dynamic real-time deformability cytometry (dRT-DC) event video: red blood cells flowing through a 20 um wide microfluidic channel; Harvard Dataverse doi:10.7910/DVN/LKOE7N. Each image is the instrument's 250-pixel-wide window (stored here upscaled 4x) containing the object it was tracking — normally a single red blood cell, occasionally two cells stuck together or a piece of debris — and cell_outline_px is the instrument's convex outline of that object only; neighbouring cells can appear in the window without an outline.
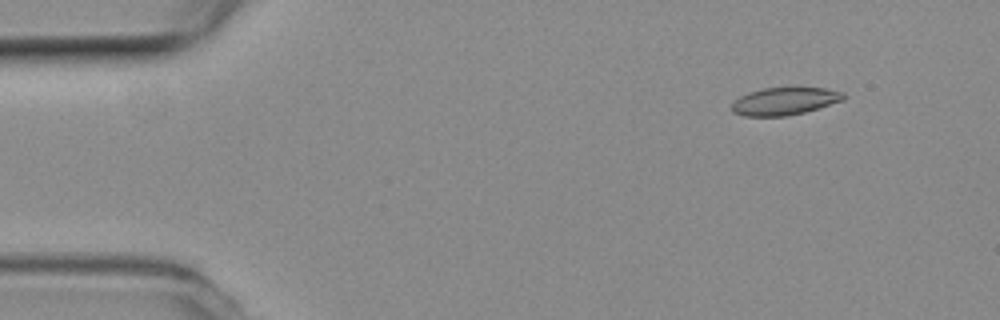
{"species": "common noctule bat (a hibernating species)", "species_latin": "Nyctalus noctula", "temperature_condition": "room temperature", "stored_images_in_passage": 10, "camera_frame_rate_fps": 3000, "um_per_image_px": 0.085, "animal": {"sex": "female", "body_mass_g": 19.3, "forearm_length_mm": 54.1}, "frame": {"image": 1, "passage_image": 1, "time_ms": 0.0, "image_size_px": [1000, 320], "cell_outline_px": [[848, 96], [844, 100], [804, 112], [784, 116], [744, 116], [732, 112], [732, 104], [740, 96], [748, 92], [764, 88], [824, 88], [844, 92]], "centroid_in_image_um": [66.71, 8.6], "position_along_channel_um": 18.3, "area_um2": 17.86}}